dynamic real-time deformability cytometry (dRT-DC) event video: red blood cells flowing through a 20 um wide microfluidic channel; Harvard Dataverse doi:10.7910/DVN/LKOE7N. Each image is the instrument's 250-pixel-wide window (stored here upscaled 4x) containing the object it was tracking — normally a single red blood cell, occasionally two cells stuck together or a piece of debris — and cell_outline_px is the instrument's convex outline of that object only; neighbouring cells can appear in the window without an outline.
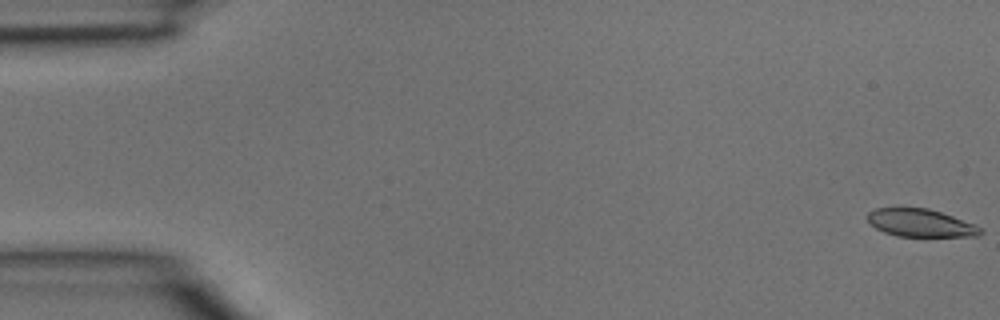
{"species": "common noctule bat (a hibernating species)", "species_latin": "Nyctalus noctula", "temperature_condition": "room temperature", "stored_images_in_passage": 4, "camera_frame_rate_fps": 3000, "um_per_image_px": 0.085, "animal": {"sex": "male", "body_mass_g": 15.6}, "frame": {"image": 1, "passage_image": 1, "time_ms": 0.0, "image_size_px": [1000, 320], "cell_outline_px": [[984, 232], [980, 236], [896, 236], [884, 232], [876, 228], [868, 220], [868, 212], [876, 208], [928, 208], [976, 224]], "centroid_in_image_um": [78.27, 18.95], "position_along_channel_um": 6.7, "area_um2": 18.15}}
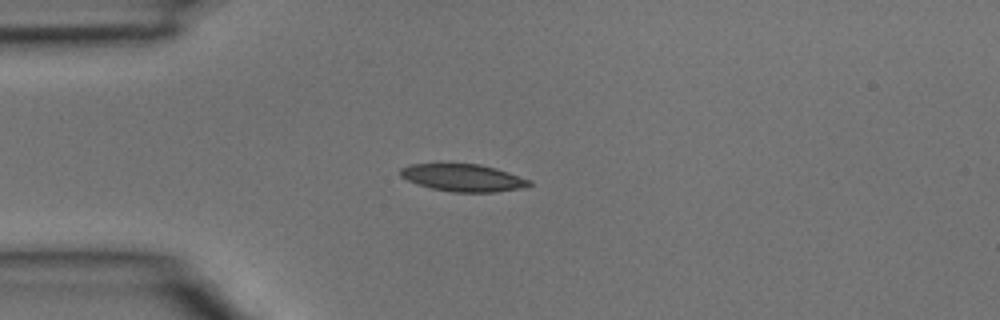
{"frame": {"image": 2, "passage_image": 4, "time_ms": 1.0, "image_size_px": [1000, 320], "cell_outline_px": [[532, 184], [520, 188], [496, 192], [452, 192], [432, 188], [416, 184], [400, 176], [400, 168], [408, 164], [480, 164], [496, 168], [532, 180]], "centroid_in_image_um": [39.36, 15.11], "position_along_channel_um": 45.6, "area_um2": 20.52}}